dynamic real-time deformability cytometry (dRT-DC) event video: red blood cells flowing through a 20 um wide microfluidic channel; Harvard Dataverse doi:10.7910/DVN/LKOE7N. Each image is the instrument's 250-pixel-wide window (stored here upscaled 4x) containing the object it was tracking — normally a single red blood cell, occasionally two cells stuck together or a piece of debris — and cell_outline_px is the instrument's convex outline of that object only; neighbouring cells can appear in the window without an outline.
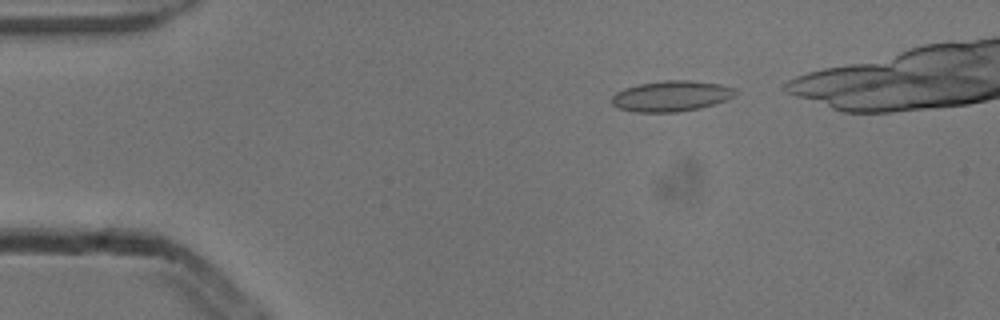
{"species": "common noctule bat (a hibernating species)", "species_latin": "Nyctalus noctula", "temperature_condition": "cold", "stored_images_in_passage": 8, "camera_frame_rate_fps": 3000, "um_per_image_px": 0.085, "animal": {"sex": "male", "body_mass_g": 13.3}, "frame": {"image": 1, "passage_image": 1, "time_ms": 0.0, "image_size_px": [1000, 320], "cell_outline_px": [[740, 92], [724, 100], [700, 108], [676, 112], [636, 112], [620, 108], [612, 104], [612, 96], [616, 92], [624, 88], [640, 84], [664, 80], [688, 80], [720, 84], [736, 88]], "centroid_in_image_um": [57.07, 8.16], "position_along_channel_um": 27.9, "area_um2": 21.96}}
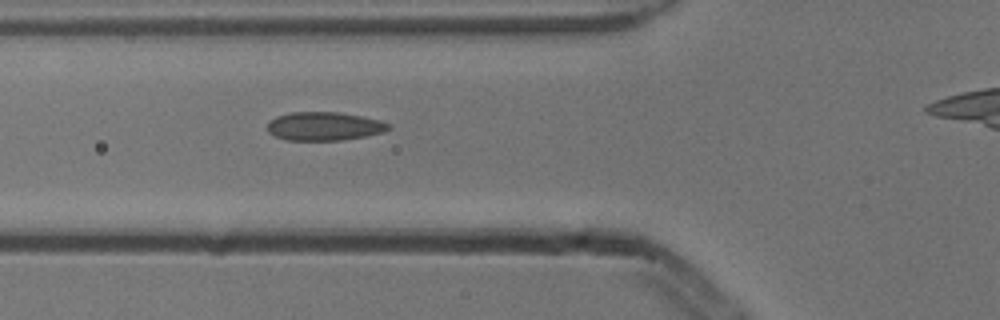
{"frame": {"image": 2, "passage_image": 4, "time_ms": 1.0, "image_size_px": [1000, 320], "cell_outline_px": [[392, 128], [380, 132], [364, 136], [340, 140], [284, 140], [268, 132], [268, 120], [276, 116], [292, 112], [336, 112], [360, 116], [380, 120], [392, 124]], "centroid_in_image_um": [27.53, 10.72], "position_along_channel_um": 98.3, "area_um2": 20.06}}